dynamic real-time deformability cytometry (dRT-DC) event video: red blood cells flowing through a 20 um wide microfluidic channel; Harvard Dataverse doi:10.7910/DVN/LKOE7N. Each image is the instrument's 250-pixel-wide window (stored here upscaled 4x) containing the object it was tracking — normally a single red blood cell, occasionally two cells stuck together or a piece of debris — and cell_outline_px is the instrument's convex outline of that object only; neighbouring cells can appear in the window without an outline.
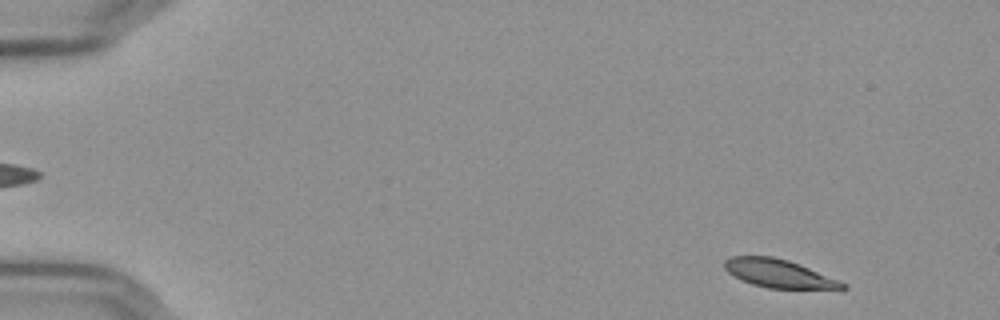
{"species": "Egyptian fruit bat (a non-hibernating species)", "species_latin": "Rousettus aegyptiacus", "temperature_condition": "cold", "stored_images_in_passage": 54, "camera_frame_rate_fps": 3000, "um_per_image_px": 0.085, "frame": {"image": 1, "passage_image": 3, "time_ms": 0.667, "image_size_px": [1000, 320], "cell_outline_px": [[848, 288], [768, 288], [752, 284], [728, 272], [724, 268], [724, 260], [732, 256], [772, 256], [788, 260], [840, 280], [848, 284]], "centroid_in_image_um": [66.2, 23.23], "position_along_channel_um": 18.8, "area_um2": 19.07}}
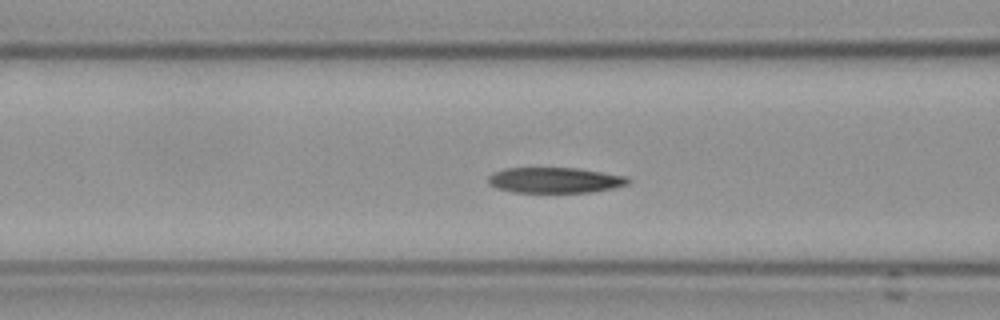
{"frame": {"image": 2, "passage_image": 21, "time_ms": 6.667, "image_size_px": [1000, 320], "cell_outline_px": [[632, 180], [628, 184], [616, 188], [592, 192], [512, 192], [496, 188], [488, 184], [488, 176], [492, 172], [504, 168], [576, 168], [628, 176]], "centroid_in_image_um": [47.18, 15.31], "position_along_channel_um": 119.4, "area_um2": 21.1}}
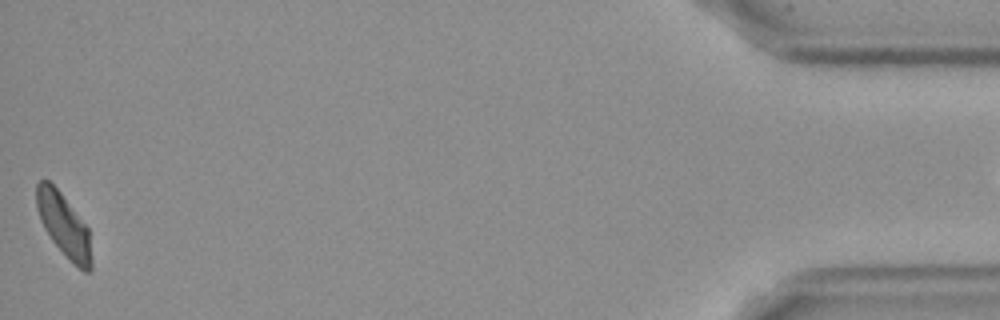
{"frame": {"image": 3, "passage_image": 54, "time_ms": 17.667, "image_size_px": [1000, 320], "cell_outline_px": [[92, 268], [88, 272], [84, 272], [72, 264], [68, 260], [52, 240], [44, 228], [40, 220], [36, 208], [36, 184], [40, 180], [48, 180], [60, 192], [88, 228], [92, 260]], "centroid_in_image_um": [5.42, 19.18], "position_along_channel_um": 429.8, "area_um2": 20.23}, "authors_computed_cell_mechanics": {"area_um2": 21.2415, "velocity_mm_per_s": 3.6084, "shape_relaxation_time_tau1_ms": 3.143, "shape_relaxation_time_tau2_ms": 4.2092, "deformation_change_tau1": 0.1243, "deformation_change_tau2": 0.0904}}